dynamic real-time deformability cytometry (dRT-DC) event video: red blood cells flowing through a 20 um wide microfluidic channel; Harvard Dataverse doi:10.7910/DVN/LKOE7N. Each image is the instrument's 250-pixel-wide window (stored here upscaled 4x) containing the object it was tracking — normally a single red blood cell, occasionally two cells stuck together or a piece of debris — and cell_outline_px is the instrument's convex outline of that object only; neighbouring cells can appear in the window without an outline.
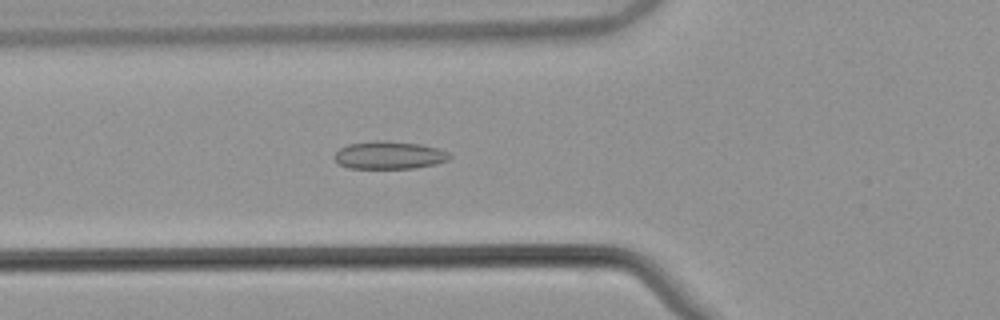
{"species": "common noctule bat (a hibernating species)", "species_latin": "Nyctalus noctula", "temperature_condition": "warm", "stored_images_in_passage": 53, "camera_frame_rate_fps": 3000, "um_per_image_px": 0.085, "animal": {"sex": "male", "body_mass_g": 21.5, "forearm_length_mm": 52.0}, "frame": {"image": 1, "passage_image": 19, "time_ms": 6.0, "image_size_px": [1000, 320], "cell_outline_px": [[452, 156], [448, 160], [436, 164], [416, 168], [348, 168], [336, 164], [336, 152], [340, 148], [348, 144], [376, 140], [384, 140], [420, 144], [436, 148], [448, 152]], "centroid_in_image_um": [33.08, 13.19], "position_along_channel_um": 92.7, "area_um2": 18.67}}
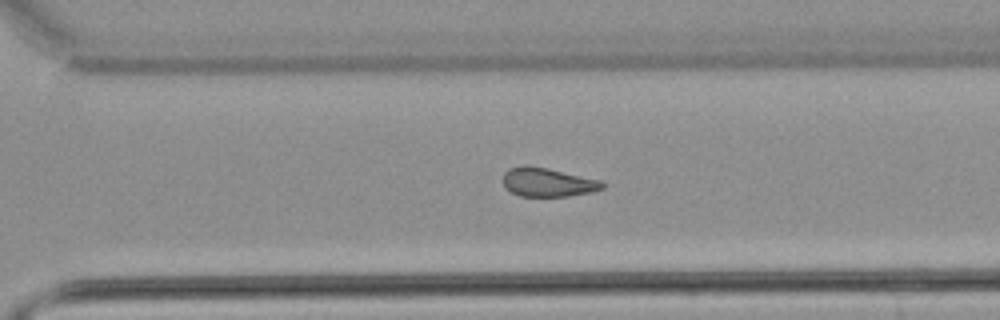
{"frame": {"image": 2, "passage_image": 37, "time_ms": 12.0, "image_size_px": [1000, 320], "cell_outline_px": [[604, 188], [592, 192], [568, 196], [520, 196], [504, 188], [504, 172], [508, 168], [520, 164], [528, 164], [548, 168], [600, 180], [604, 184]], "centroid_in_image_um": [46.52, 15.47], "position_along_channel_um": 324.1, "area_um2": 16.88}}
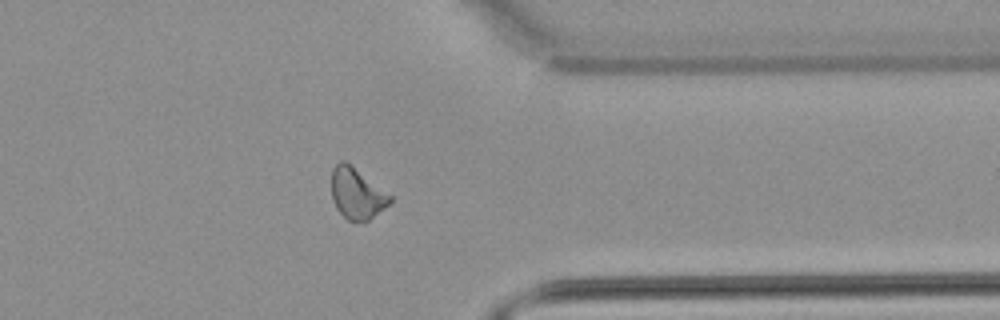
{"frame": {"image": 3, "passage_image": 42, "time_ms": 13.667, "image_size_px": [1000, 320], "cell_outline_px": [[392, 200], [384, 208], [368, 220], [348, 220], [336, 208], [332, 200], [332, 168], [340, 160], [344, 160], [392, 196]], "centroid_in_image_um": [30.31, 16.44], "position_along_channel_um": 381.1, "area_um2": 16.94}, "authors_computed_cell_mechanics": {"area_um2": 17.918, "velocity_mm_per_s": 3.8591, "shape_relaxation_time_tau1_ms": null, "shape_relaxation_time_tau2_ms": 3.8239, "deformation_change_tau1": null, "deformation_change_tau2": 0.0955}}